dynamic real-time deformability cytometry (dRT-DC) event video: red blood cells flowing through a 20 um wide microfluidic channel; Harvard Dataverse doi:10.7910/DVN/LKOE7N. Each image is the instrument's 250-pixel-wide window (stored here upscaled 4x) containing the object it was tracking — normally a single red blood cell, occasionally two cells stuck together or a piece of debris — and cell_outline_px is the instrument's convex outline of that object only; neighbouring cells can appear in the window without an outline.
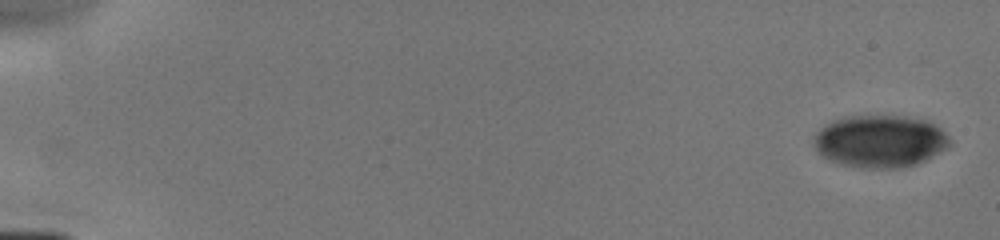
{"species": "human", "species_latin": "Homo sapiens", "temperature_condition": "cold", "stored_images_in_passage": 7, "camera_frame_rate_fps": 3000, "um_per_image_px": 0.085, "donor": {"sex": "male"}, "frame": {"image": 1, "passage_image": 1, "time_ms": 0.0, "image_size_px": [1000, 240], "cell_outline_px": [[952, 144], [948, 148], [916, 164], [900, 168], [860, 168], [840, 164], [824, 156], [816, 148], [816, 132], [824, 124], [832, 120], [844, 116], [904, 116], [928, 120], [940, 128], [952, 140]], "centroid_in_image_um": [74.84, 12.0], "position_along_channel_um": 10.2, "area_um2": 41.5}}
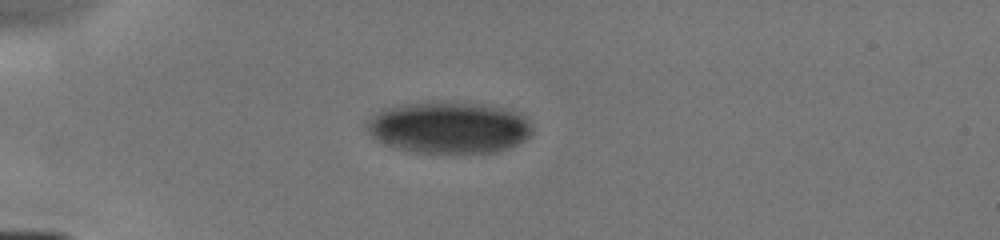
{"frame": {"image": 2, "passage_image": 6, "time_ms": 4.333, "image_size_px": [1000, 240], "cell_outline_px": [[532, 132], [524, 140], [508, 148], [496, 152], [416, 152], [396, 148], [384, 144], [372, 136], [368, 132], [368, 120], [372, 116], [384, 108], [396, 104], [492, 104], [512, 108], [524, 112], [532, 128]], "centroid_in_image_um": [38.23, 10.84], "position_along_channel_um": 46.8, "area_um2": 49.48}}